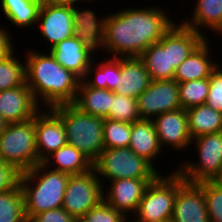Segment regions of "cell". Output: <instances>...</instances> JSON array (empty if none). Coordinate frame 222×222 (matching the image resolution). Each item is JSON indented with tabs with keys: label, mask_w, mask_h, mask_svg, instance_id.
<instances>
[{
	"label": "cell",
	"mask_w": 222,
	"mask_h": 222,
	"mask_svg": "<svg viewBox=\"0 0 222 222\" xmlns=\"http://www.w3.org/2000/svg\"><path fill=\"white\" fill-rule=\"evenodd\" d=\"M166 12L159 6H148L107 14L103 51L112 55L109 57H139L176 23Z\"/></svg>",
	"instance_id": "obj_1"
},
{
	"label": "cell",
	"mask_w": 222,
	"mask_h": 222,
	"mask_svg": "<svg viewBox=\"0 0 222 222\" xmlns=\"http://www.w3.org/2000/svg\"><path fill=\"white\" fill-rule=\"evenodd\" d=\"M25 56L26 84L38 105L48 109L74 103L81 81L78 76L62 67L50 51L30 50Z\"/></svg>",
	"instance_id": "obj_2"
},
{
	"label": "cell",
	"mask_w": 222,
	"mask_h": 222,
	"mask_svg": "<svg viewBox=\"0 0 222 222\" xmlns=\"http://www.w3.org/2000/svg\"><path fill=\"white\" fill-rule=\"evenodd\" d=\"M179 23L139 56L152 81L174 79L175 70L206 39Z\"/></svg>",
	"instance_id": "obj_3"
},
{
	"label": "cell",
	"mask_w": 222,
	"mask_h": 222,
	"mask_svg": "<svg viewBox=\"0 0 222 222\" xmlns=\"http://www.w3.org/2000/svg\"><path fill=\"white\" fill-rule=\"evenodd\" d=\"M69 177L67 173L49 170L43 163L22 172L20 186L24 195L26 219L61 208Z\"/></svg>",
	"instance_id": "obj_4"
},
{
	"label": "cell",
	"mask_w": 222,
	"mask_h": 222,
	"mask_svg": "<svg viewBox=\"0 0 222 222\" xmlns=\"http://www.w3.org/2000/svg\"><path fill=\"white\" fill-rule=\"evenodd\" d=\"M62 121L67 143L94 163L104 149V118L81 112L73 104L50 108Z\"/></svg>",
	"instance_id": "obj_5"
},
{
	"label": "cell",
	"mask_w": 222,
	"mask_h": 222,
	"mask_svg": "<svg viewBox=\"0 0 222 222\" xmlns=\"http://www.w3.org/2000/svg\"><path fill=\"white\" fill-rule=\"evenodd\" d=\"M186 180L176 171L168 175L160 174L146 188L130 222H166L173 215L178 189Z\"/></svg>",
	"instance_id": "obj_6"
},
{
	"label": "cell",
	"mask_w": 222,
	"mask_h": 222,
	"mask_svg": "<svg viewBox=\"0 0 222 222\" xmlns=\"http://www.w3.org/2000/svg\"><path fill=\"white\" fill-rule=\"evenodd\" d=\"M99 180L103 184L117 179H156L160 172L150 162L138 156L129 147L106 149L93 163ZM102 177V178H101Z\"/></svg>",
	"instance_id": "obj_7"
},
{
	"label": "cell",
	"mask_w": 222,
	"mask_h": 222,
	"mask_svg": "<svg viewBox=\"0 0 222 222\" xmlns=\"http://www.w3.org/2000/svg\"><path fill=\"white\" fill-rule=\"evenodd\" d=\"M0 159L25 172L39 164L35 140V117L8 123L0 134Z\"/></svg>",
	"instance_id": "obj_8"
},
{
	"label": "cell",
	"mask_w": 222,
	"mask_h": 222,
	"mask_svg": "<svg viewBox=\"0 0 222 222\" xmlns=\"http://www.w3.org/2000/svg\"><path fill=\"white\" fill-rule=\"evenodd\" d=\"M192 144L198 153V164L183 161L176 171L193 184L216 181L222 172V131L193 138Z\"/></svg>",
	"instance_id": "obj_9"
},
{
	"label": "cell",
	"mask_w": 222,
	"mask_h": 222,
	"mask_svg": "<svg viewBox=\"0 0 222 222\" xmlns=\"http://www.w3.org/2000/svg\"><path fill=\"white\" fill-rule=\"evenodd\" d=\"M103 188L94 169L80 175H70L62 208L73 218H82L103 200Z\"/></svg>",
	"instance_id": "obj_10"
},
{
	"label": "cell",
	"mask_w": 222,
	"mask_h": 222,
	"mask_svg": "<svg viewBox=\"0 0 222 222\" xmlns=\"http://www.w3.org/2000/svg\"><path fill=\"white\" fill-rule=\"evenodd\" d=\"M141 119H153L159 114L181 108L178 82L174 79L151 81L137 98Z\"/></svg>",
	"instance_id": "obj_11"
},
{
	"label": "cell",
	"mask_w": 222,
	"mask_h": 222,
	"mask_svg": "<svg viewBox=\"0 0 222 222\" xmlns=\"http://www.w3.org/2000/svg\"><path fill=\"white\" fill-rule=\"evenodd\" d=\"M37 23L40 35L51 50L61 41L73 37V7L67 5H53L41 3Z\"/></svg>",
	"instance_id": "obj_12"
},
{
	"label": "cell",
	"mask_w": 222,
	"mask_h": 222,
	"mask_svg": "<svg viewBox=\"0 0 222 222\" xmlns=\"http://www.w3.org/2000/svg\"><path fill=\"white\" fill-rule=\"evenodd\" d=\"M161 147L186 151L191 146L188 114L183 108L159 114L152 119ZM186 148V149H185Z\"/></svg>",
	"instance_id": "obj_13"
},
{
	"label": "cell",
	"mask_w": 222,
	"mask_h": 222,
	"mask_svg": "<svg viewBox=\"0 0 222 222\" xmlns=\"http://www.w3.org/2000/svg\"><path fill=\"white\" fill-rule=\"evenodd\" d=\"M47 110L41 109L35 115V140L39 163L67 144L61 119L50 108Z\"/></svg>",
	"instance_id": "obj_14"
},
{
	"label": "cell",
	"mask_w": 222,
	"mask_h": 222,
	"mask_svg": "<svg viewBox=\"0 0 222 222\" xmlns=\"http://www.w3.org/2000/svg\"><path fill=\"white\" fill-rule=\"evenodd\" d=\"M154 180L124 178L109 181L108 189L103 188V194H105L103 200L127 217L130 214L131 218V214L136 212L147 186Z\"/></svg>",
	"instance_id": "obj_15"
},
{
	"label": "cell",
	"mask_w": 222,
	"mask_h": 222,
	"mask_svg": "<svg viewBox=\"0 0 222 222\" xmlns=\"http://www.w3.org/2000/svg\"><path fill=\"white\" fill-rule=\"evenodd\" d=\"M40 107L26 83L0 91V116L7 124L34 118Z\"/></svg>",
	"instance_id": "obj_16"
},
{
	"label": "cell",
	"mask_w": 222,
	"mask_h": 222,
	"mask_svg": "<svg viewBox=\"0 0 222 222\" xmlns=\"http://www.w3.org/2000/svg\"><path fill=\"white\" fill-rule=\"evenodd\" d=\"M173 222H210L203 189L198 184L185 182L177 191Z\"/></svg>",
	"instance_id": "obj_17"
},
{
	"label": "cell",
	"mask_w": 222,
	"mask_h": 222,
	"mask_svg": "<svg viewBox=\"0 0 222 222\" xmlns=\"http://www.w3.org/2000/svg\"><path fill=\"white\" fill-rule=\"evenodd\" d=\"M106 17L107 14L98 19L93 9L85 8L82 10L78 9V6L73 7V36L82 42L84 48L93 55L98 53L99 49L103 51Z\"/></svg>",
	"instance_id": "obj_18"
},
{
	"label": "cell",
	"mask_w": 222,
	"mask_h": 222,
	"mask_svg": "<svg viewBox=\"0 0 222 222\" xmlns=\"http://www.w3.org/2000/svg\"><path fill=\"white\" fill-rule=\"evenodd\" d=\"M49 51L62 67L73 72L81 80L95 59V56L93 57V54L74 36L61 41Z\"/></svg>",
	"instance_id": "obj_19"
},
{
	"label": "cell",
	"mask_w": 222,
	"mask_h": 222,
	"mask_svg": "<svg viewBox=\"0 0 222 222\" xmlns=\"http://www.w3.org/2000/svg\"><path fill=\"white\" fill-rule=\"evenodd\" d=\"M209 46L208 38H206L175 70L174 80L183 83L209 78L212 71L219 65L211 60L212 50Z\"/></svg>",
	"instance_id": "obj_20"
},
{
	"label": "cell",
	"mask_w": 222,
	"mask_h": 222,
	"mask_svg": "<svg viewBox=\"0 0 222 222\" xmlns=\"http://www.w3.org/2000/svg\"><path fill=\"white\" fill-rule=\"evenodd\" d=\"M151 77L139 57H121V79L117 94L138 98L150 85Z\"/></svg>",
	"instance_id": "obj_21"
},
{
	"label": "cell",
	"mask_w": 222,
	"mask_h": 222,
	"mask_svg": "<svg viewBox=\"0 0 222 222\" xmlns=\"http://www.w3.org/2000/svg\"><path fill=\"white\" fill-rule=\"evenodd\" d=\"M129 148L156 167L155 159L160 153L163 154V148L160 145L152 119H139L131 123Z\"/></svg>",
	"instance_id": "obj_22"
},
{
	"label": "cell",
	"mask_w": 222,
	"mask_h": 222,
	"mask_svg": "<svg viewBox=\"0 0 222 222\" xmlns=\"http://www.w3.org/2000/svg\"><path fill=\"white\" fill-rule=\"evenodd\" d=\"M192 13V19H185L179 21L188 28L203 34L206 38L205 32L207 28L211 33H218L222 35V0H197ZM202 28V29H201Z\"/></svg>",
	"instance_id": "obj_23"
},
{
	"label": "cell",
	"mask_w": 222,
	"mask_h": 222,
	"mask_svg": "<svg viewBox=\"0 0 222 222\" xmlns=\"http://www.w3.org/2000/svg\"><path fill=\"white\" fill-rule=\"evenodd\" d=\"M42 163L49 169L69 175L84 174L93 169V163L81 151L68 143L49 155Z\"/></svg>",
	"instance_id": "obj_24"
},
{
	"label": "cell",
	"mask_w": 222,
	"mask_h": 222,
	"mask_svg": "<svg viewBox=\"0 0 222 222\" xmlns=\"http://www.w3.org/2000/svg\"><path fill=\"white\" fill-rule=\"evenodd\" d=\"M113 95L114 91L92 88L81 80L73 105L83 113L105 118L109 114Z\"/></svg>",
	"instance_id": "obj_25"
},
{
	"label": "cell",
	"mask_w": 222,
	"mask_h": 222,
	"mask_svg": "<svg viewBox=\"0 0 222 222\" xmlns=\"http://www.w3.org/2000/svg\"><path fill=\"white\" fill-rule=\"evenodd\" d=\"M94 62L93 60L82 80L92 88L115 91L119 87L121 79V57H111L102 63L99 62L100 64H95ZM92 74L94 75L93 78H91Z\"/></svg>",
	"instance_id": "obj_26"
},
{
	"label": "cell",
	"mask_w": 222,
	"mask_h": 222,
	"mask_svg": "<svg viewBox=\"0 0 222 222\" xmlns=\"http://www.w3.org/2000/svg\"><path fill=\"white\" fill-rule=\"evenodd\" d=\"M189 132L193 138L222 131V113L201 104L186 110Z\"/></svg>",
	"instance_id": "obj_27"
},
{
	"label": "cell",
	"mask_w": 222,
	"mask_h": 222,
	"mask_svg": "<svg viewBox=\"0 0 222 222\" xmlns=\"http://www.w3.org/2000/svg\"><path fill=\"white\" fill-rule=\"evenodd\" d=\"M0 3L5 17L16 27L37 25L42 0H1Z\"/></svg>",
	"instance_id": "obj_28"
},
{
	"label": "cell",
	"mask_w": 222,
	"mask_h": 222,
	"mask_svg": "<svg viewBox=\"0 0 222 222\" xmlns=\"http://www.w3.org/2000/svg\"><path fill=\"white\" fill-rule=\"evenodd\" d=\"M25 219L24 195L20 184L0 193V222H23Z\"/></svg>",
	"instance_id": "obj_29"
},
{
	"label": "cell",
	"mask_w": 222,
	"mask_h": 222,
	"mask_svg": "<svg viewBox=\"0 0 222 222\" xmlns=\"http://www.w3.org/2000/svg\"><path fill=\"white\" fill-rule=\"evenodd\" d=\"M14 53L12 51L0 60V91L22 86L26 83L25 63L17 59L18 57Z\"/></svg>",
	"instance_id": "obj_30"
},
{
	"label": "cell",
	"mask_w": 222,
	"mask_h": 222,
	"mask_svg": "<svg viewBox=\"0 0 222 222\" xmlns=\"http://www.w3.org/2000/svg\"><path fill=\"white\" fill-rule=\"evenodd\" d=\"M210 87L209 78L178 83L181 108H189L206 104Z\"/></svg>",
	"instance_id": "obj_31"
},
{
	"label": "cell",
	"mask_w": 222,
	"mask_h": 222,
	"mask_svg": "<svg viewBox=\"0 0 222 222\" xmlns=\"http://www.w3.org/2000/svg\"><path fill=\"white\" fill-rule=\"evenodd\" d=\"M131 123L104 118L103 144L106 149L129 147Z\"/></svg>",
	"instance_id": "obj_32"
},
{
	"label": "cell",
	"mask_w": 222,
	"mask_h": 222,
	"mask_svg": "<svg viewBox=\"0 0 222 222\" xmlns=\"http://www.w3.org/2000/svg\"><path fill=\"white\" fill-rule=\"evenodd\" d=\"M115 121L133 123L140 118L138 112L137 99L117 94L111 97V108L109 114L105 117Z\"/></svg>",
	"instance_id": "obj_33"
},
{
	"label": "cell",
	"mask_w": 222,
	"mask_h": 222,
	"mask_svg": "<svg viewBox=\"0 0 222 222\" xmlns=\"http://www.w3.org/2000/svg\"><path fill=\"white\" fill-rule=\"evenodd\" d=\"M204 191L210 222H222V186L216 181L198 184Z\"/></svg>",
	"instance_id": "obj_34"
},
{
	"label": "cell",
	"mask_w": 222,
	"mask_h": 222,
	"mask_svg": "<svg viewBox=\"0 0 222 222\" xmlns=\"http://www.w3.org/2000/svg\"><path fill=\"white\" fill-rule=\"evenodd\" d=\"M84 218L88 222H130L124 213L111 207L104 200L90 209Z\"/></svg>",
	"instance_id": "obj_35"
},
{
	"label": "cell",
	"mask_w": 222,
	"mask_h": 222,
	"mask_svg": "<svg viewBox=\"0 0 222 222\" xmlns=\"http://www.w3.org/2000/svg\"><path fill=\"white\" fill-rule=\"evenodd\" d=\"M218 65L209 77L210 87L206 104L222 113V66Z\"/></svg>",
	"instance_id": "obj_36"
},
{
	"label": "cell",
	"mask_w": 222,
	"mask_h": 222,
	"mask_svg": "<svg viewBox=\"0 0 222 222\" xmlns=\"http://www.w3.org/2000/svg\"><path fill=\"white\" fill-rule=\"evenodd\" d=\"M21 174L15 166L0 159V193L16 188L20 184Z\"/></svg>",
	"instance_id": "obj_37"
},
{
	"label": "cell",
	"mask_w": 222,
	"mask_h": 222,
	"mask_svg": "<svg viewBox=\"0 0 222 222\" xmlns=\"http://www.w3.org/2000/svg\"><path fill=\"white\" fill-rule=\"evenodd\" d=\"M31 220L33 222H73L74 218L61 207L41 212Z\"/></svg>",
	"instance_id": "obj_38"
},
{
	"label": "cell",
	"mask_w": 222,
	"mask_h": 222,
	"mask_svg": "<svg viewBox=\"0 0 222 222\" xmlns=\"http://www.w3.org/2000/svg\"><path fill=\"white\" fill-rule=\"evenodd\" d=\"M9 34L10 32H7L5 27L0 26V60L14 51L13 39Z\"/></svg>",
	"instance_id": "obj_39"
},
{
	"label": "cell",
	"mask_w": 222,
	"mask_h": 222,
	"mask_svg": "<svg viewBox=\"0 0 222 222\" xmlns=\"http://www.w3.org/2000/svg\"><path fill=\"white\" fill-rule=\"evenodd\" d=\"M81 1L80 0H42V3L53 4V5H67V6L74 7V6L78 5L77 3H80ZM91 1H93V0H91Z\"/></svg>",
	"instance_id": "obj_40"
},
{
	"label": "cell",
	"mask_w": 222,
	"mask_h": 222,
	"mask_svg": "<svg viewBox=\"0 0 222 222\" xmlns=\"http://www.w3.org/2000/svg\"><path fill=\"white\" fill-rule=\"evenodd\" d=\"M6 122L3 120V118L0 116V134L2 133V131L4 130L5 126H6Z\"/></svg>",
	"instance_id": "obj_41"
},
{
	"label": "cell",
	"mask_w": 222,
	"mask_h": 222,
	"mask_svg": "<svg viewBox=\"0 0 222 222\" xmlns=\"http://www.w3.org/2000/svg\"><path fill=\"white\" fill-rule=\"evenodd\" d=\"M73 222H88L84 217L82 218H74Z\"/></svg>",
	"instance_id": "obj_42"
},
{
	"label": "cell",
	"mask_w": 222,
	"mask_h": 222,
	"mask_svg": "<svg viewBox=\"0 0 222 222\" xmlns=\"http://www.w3.org/2000/svg\"><path fill=\"white\" fill-rule=\"evenodd\" d=\"M216 182L222 186V172L219 178L216 180Z\"/></svg>",
	"instance_id": "obj_43"
},
{
	"label": "cell",
	"mask_w": 222,
	"mask_h": 222,
	"mask_svg": "<svg viewBox=\"0 0 222 222\" xmlns=\"http://www.w3.org/2000/svg\"><path fill=\"white\" fill-rule=\"evenodd\" d=\"M23 222H33L31 219H25Z\"/></svg>",
	"instance_id": "obj_44"
}]
</instances>
